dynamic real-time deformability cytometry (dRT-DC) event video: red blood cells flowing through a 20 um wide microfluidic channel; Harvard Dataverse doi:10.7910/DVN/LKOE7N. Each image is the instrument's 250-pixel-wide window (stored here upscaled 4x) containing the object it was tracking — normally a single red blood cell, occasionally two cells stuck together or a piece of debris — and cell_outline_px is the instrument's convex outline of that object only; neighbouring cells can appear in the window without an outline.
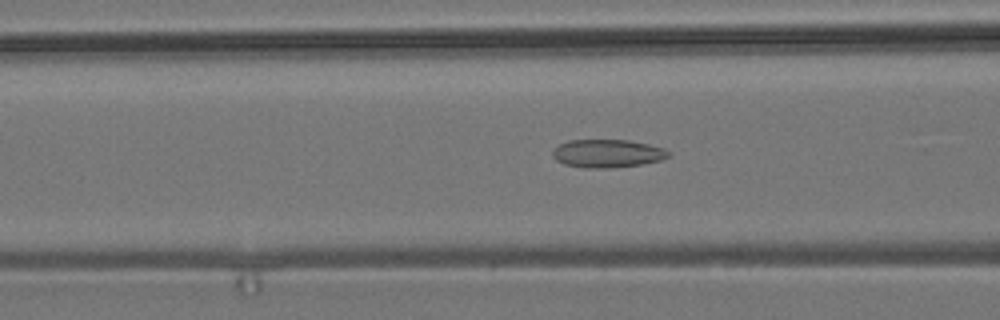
{"species": "common noctule bat (a hibernating species)", "species_latin": "Nyctalus noctula", "temperature_condition": "room temperature", "stored_images_in_passage": 38, "camera_frame_rate_fps": 3000, "um_per_image_px": 0.085, "animal": {"sex": "male", "body_mass_g": 19.2, "forearm_length_mm": 51.8}, "frame": {"image": 1, "passage_image": 17, "time_ms": 5.333, "image_size_px": [1000, 320], "cell_outline_px": [[672, 152], [668, 156], [660, 160], [640, 164], [608, 168], [584, 168], [564, 164], [556, 160], [552, 156], [552, 152], [560, 144], [568, 140], [628, 140], [648, 144], [664, 148]], "centroid_in_image_um": [51.62, 13.04], "position_along_channel_um": 115.0, "area_um2": 18.9}}
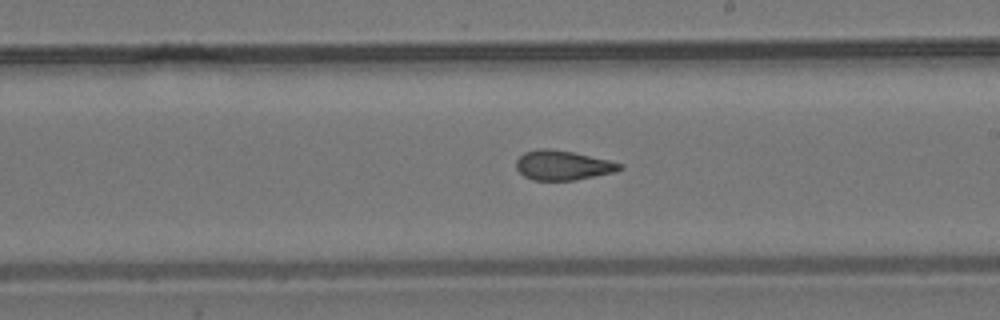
{"frame": {"image": 2, "passage_image": 27, "time_ms": 8.667, "image_size_px": [1000, 320], "cell_outline_px": [[624, 168], [616, 172], [576, 180], [532, 180], [524, 176], [516, 168], [516, 160], [524, 152], [536, 148], [548, 148], [572, 152], [608, 160], [624, 164]], "centroid_in_image_um": [47.84, 14.05], "position_along_channel_um": 241.2, "area_um2": 17.98}}
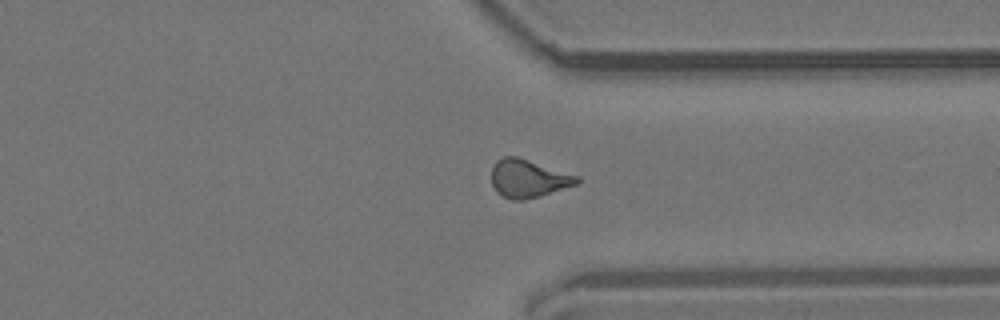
{"frame": {"image": 3, "passage_image": 37, "time_ms": 12.0, "image_size_px": [1000, 320], "cell_outline_px": [[580, 180], [576, 184], [540, 196], [524, 200], [512, 200], [496, 192], [492, 184], [492, 168], [496, 160], [504, 156], [520, 156], [580, 176]], "centroid_in_image_um": [44.9, 15.15], "position_along_channel_um": 366.5, "area_um2": 19.13}}